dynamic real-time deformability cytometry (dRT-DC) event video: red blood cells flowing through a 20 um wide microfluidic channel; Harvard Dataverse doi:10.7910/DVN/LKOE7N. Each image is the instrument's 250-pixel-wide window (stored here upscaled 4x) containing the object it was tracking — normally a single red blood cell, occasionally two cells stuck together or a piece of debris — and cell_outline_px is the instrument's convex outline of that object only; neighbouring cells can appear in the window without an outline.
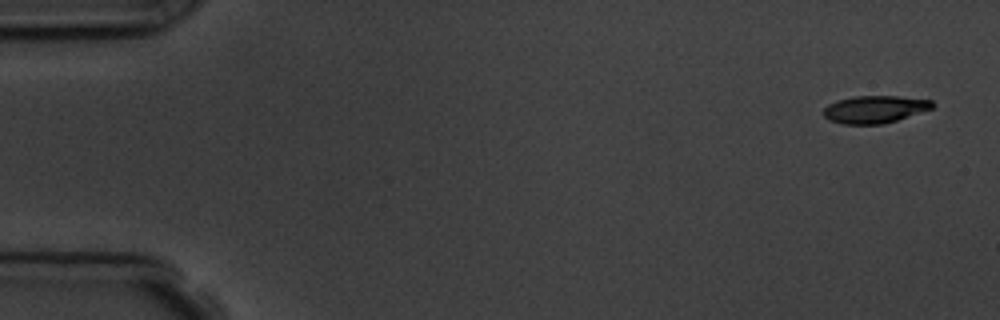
{"species": "common noctule bat (a hibernating species)", "species_latin": "Nyctalus noctula", "temperature_condition": "room temperature", "stored_images_in_passage": 5, "camera_frame_rate_fps": 3000, "um_per_image_px": 0.085, "animal": {"sex": "male", "body_mass_g": 19.5, "forearm_length_mm": 54.6}, "frame": {"image": 1, "passage_image": 1, "time_ms": 0.0, "image_size_px": [1000, 320], "cell_outline_px": [[936, 104], [932, 108], [884, 124], [840, 124], [828, 120], [824, 116], [824, 108], [828, 104], [836, 100], [852, 96], [896, 96], [932, 100]], "centroid_in_image_um": [74.32, 9.29], "position_along_channel_um": 10.7, "area_um2": 17.46}}
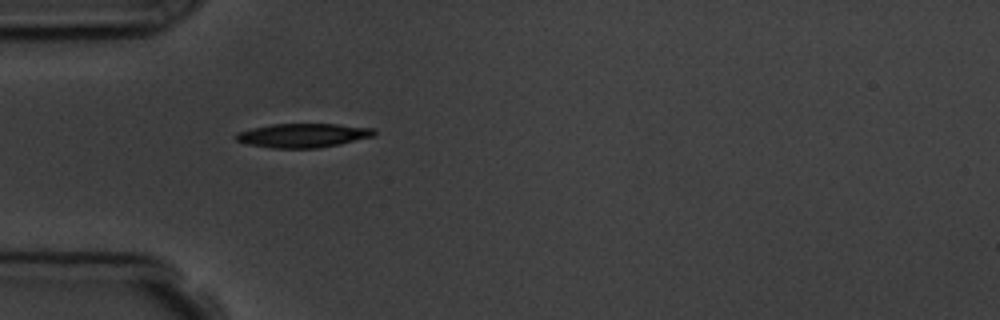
{"frame": {"image": 2, "passage_image": 5, "time_ms": 4.667, "image_size_px": [1000, 320], "cell_outline_px": [[376, 132], [372, 136], [340, 144], [320, 148], [272, 148], [248, 144], [236, 140], [232, 136], [236, 132], [252, 128], [272, 124], [336, 124], [376, 128]], "centroid_in_image_um": [25.72, 11.51], "position_along_channel_um": 59.3, "area_um2": 19.42}}